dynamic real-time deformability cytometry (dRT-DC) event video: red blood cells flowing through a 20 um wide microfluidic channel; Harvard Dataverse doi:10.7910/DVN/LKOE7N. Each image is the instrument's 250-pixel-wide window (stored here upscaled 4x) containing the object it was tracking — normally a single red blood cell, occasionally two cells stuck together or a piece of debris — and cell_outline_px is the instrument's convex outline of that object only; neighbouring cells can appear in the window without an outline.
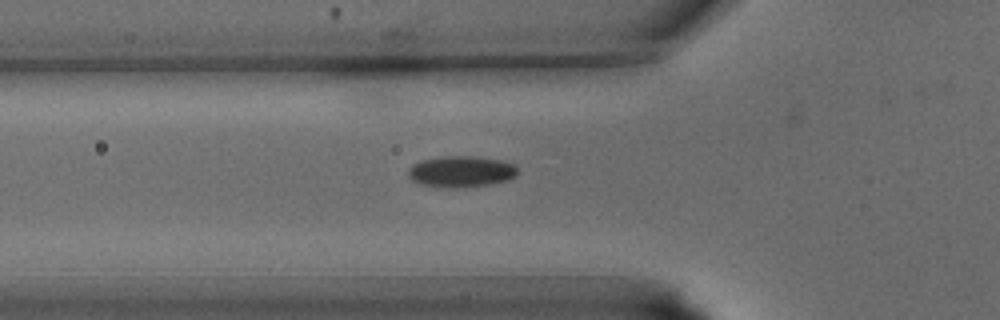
{"species": "common noctule bat (a hibernating species)", "species_latin": "Nyctalus noctula", "temperature_condition": "warm", "stored_images_in_passage": 28, "camera_frame_rate_fps": 3000, "um_per_image_px": 0.085, "animal": {"sex": "male", "body_mass_g": 15.6}, "frame": {"image": 1, "passage_image": 2, "time_ms": 0.333, "image_size_px": [1000, 320], "cell_outline_px": [[516, 176], [508, 180], [488, 184], [456, 188], [452, 188], [420, 184], [412, 180], [408, 176], [408, 168], [412, 164], [420, 160], [444, 156], [476, 156], [500, 160], [516, 164]], "centroid_in_image_um": [39.17, 14.57], "position_along_channel_um": 86.6, "area_um2": 19.94}}
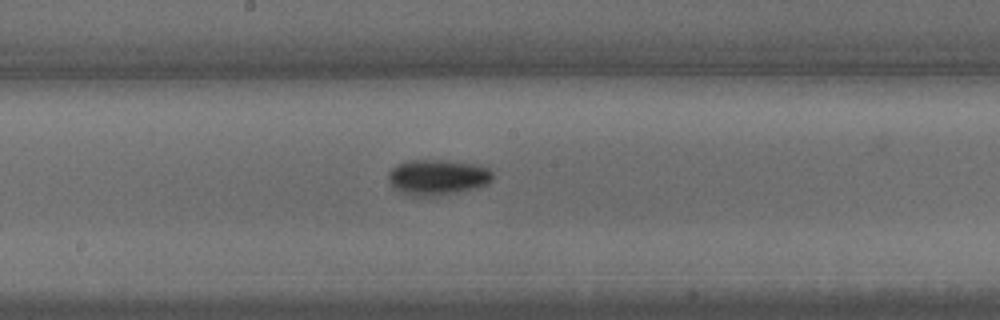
{"frame": {"image": 2, "passage_image": 9, "time_ms": 2.667, "image_size_px": [1000, 320], "cell_outline_px": [[492, 180], [488, 184], [476, 188], [456, 192], [432, 196], [416, 196], [400, 192], [392, 188], [388, 180], [388, 172], [396, 164], [408, 160], [448, 160], [476, 164], [488, 168], [492, 172]], "centroid_in_image_um": [37.16, 15.05], "position_along_channel_um": 211.0, "area_um2": 21.79}}
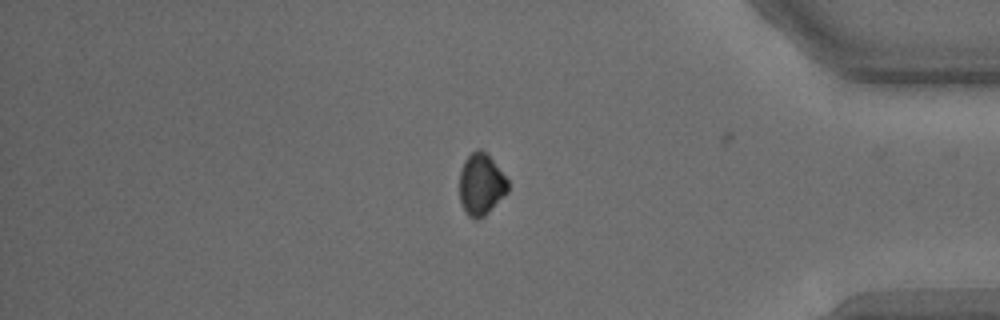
{"frame": {"image": 3, "passage_image": 21, "time_ms": 6.667, "image_size_px": [1000, 320], "cell_outline_px": [[508, 192], [484, 216], [476, 220], [468, 216], [460, 200], [460, 172], [464, 160], [476, 148], [480, 148], [492, 160], [508, 180]], "centroid_in_image_um": [40.89, 15.68], "position_along_channel_um": 394.3, "area_um2": 17.17}}